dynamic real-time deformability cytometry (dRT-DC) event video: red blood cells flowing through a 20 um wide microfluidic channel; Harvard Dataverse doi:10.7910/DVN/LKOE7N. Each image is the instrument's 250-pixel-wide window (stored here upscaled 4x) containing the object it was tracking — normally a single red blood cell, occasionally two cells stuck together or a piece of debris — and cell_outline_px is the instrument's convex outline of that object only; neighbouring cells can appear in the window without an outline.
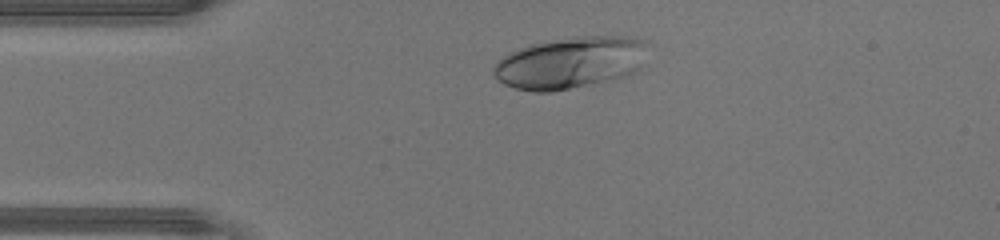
{"species": "human", "species_latin": "Homo sapiens", "temperature_condition": "warm", "stored_images_in_passage": 32, "camera_frame_rate_fps": 3000, "um_per_image_px": 0.085, "donor": {"sex": "male"}, "frame": {"image": 1, "passage_image": 5, "time_ms": 1.333, "image_size_px": [1000, 240], "cell_outline_px": [[652, 44], [640, 68], [636, 72], [624, 76], [608, 80], [552, 92], [532, 92], [516, 88], [504, 84], [496, 80], [492, 72], [492, 68], [496, 60], [508, 52], [528, 44], [580, 36], [628, 36], [648, 40]], "centroid_in_image_um": [48.49, 5.31], "position_along_channel_um": 36.5, "area_um2": 47.34}}
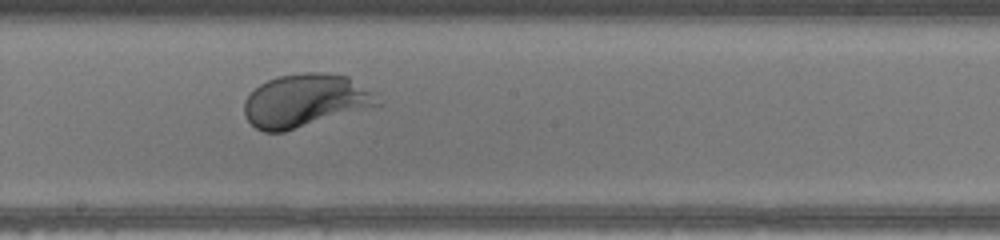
{"frame": {"image": 2, "passage_image": 19, "time_ms": 6.0, "image_size_px": [1000, 240], "cell_outline_px": [[380, 104], [284, 132], [264, 132], [256, 128], [244, 116], [244, 100], [260, 84], [268, 80], [280, 76], [304, 72], [320, 72], [348, 76], [376, 92]], "centroid_in_image_um": [25.94, 8.54], "position_along_channel_um": 222.3, "area_um2": 40.92}}
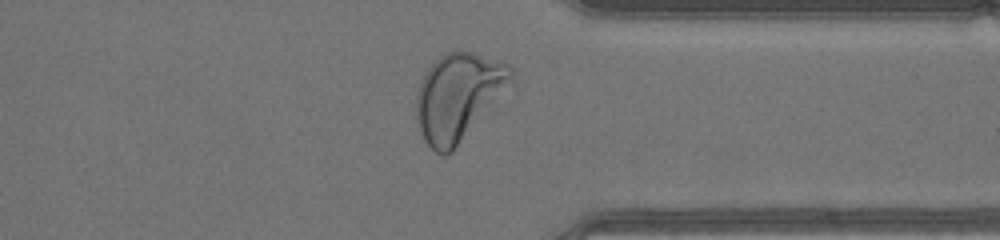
{"frame": {"image": 3, "passage_image": 29, "time_ms": 9.333, "image_size_px": [1000, 240], "cell_outline_px": [[512, 84], [452, 152], [448, 156], [440, 156], [424, 140], [416, 116], [416, 96], [420, 84], [428, 68], [440, 56], [448, 52], [472, 52], [508, 64], [512, 68]], "centroid_in_image_um": [38.96, 8.24], "position_along_channel_um": 372.4, "area_um2": 47.63}}